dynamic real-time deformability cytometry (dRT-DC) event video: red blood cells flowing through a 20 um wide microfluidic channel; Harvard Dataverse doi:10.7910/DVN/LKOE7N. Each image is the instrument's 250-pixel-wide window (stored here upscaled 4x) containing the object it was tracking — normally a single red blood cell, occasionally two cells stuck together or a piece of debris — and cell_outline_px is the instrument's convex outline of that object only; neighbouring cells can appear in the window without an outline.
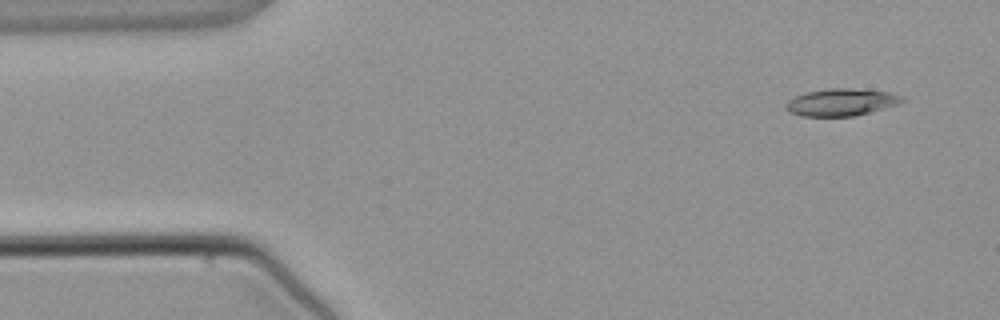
{"species": "common noctule bat (a hibernating species)", "species_latin": "Nyctalus noctula", "temperature_condition": "warm", "stored_images_in_passage": 3, "camera_frame_rate_fps": 3000, "um_per_image_px": 0.085, "animal": {"sex": "male", "body_mass_g": 21.5, "forearm_length_mm": 52.0}, "frame": {"image": 1, "passage_image": 1, "time_ms": 0.0, "image_size_px": [1000, 320], "cell_outline_px": [[908, 100], [900, 104], [856, 116], [800, 116], [788, 112], [784, 108], [784, 104], [788, 100], [796, 96], [808, 92], [832, 88], [852, 88], [888, 92], [904, 96]], "centroid_in_image_um": [71.54, 8.7], "position_along_channel_um": 13.5, "area_um2": 18.67}}